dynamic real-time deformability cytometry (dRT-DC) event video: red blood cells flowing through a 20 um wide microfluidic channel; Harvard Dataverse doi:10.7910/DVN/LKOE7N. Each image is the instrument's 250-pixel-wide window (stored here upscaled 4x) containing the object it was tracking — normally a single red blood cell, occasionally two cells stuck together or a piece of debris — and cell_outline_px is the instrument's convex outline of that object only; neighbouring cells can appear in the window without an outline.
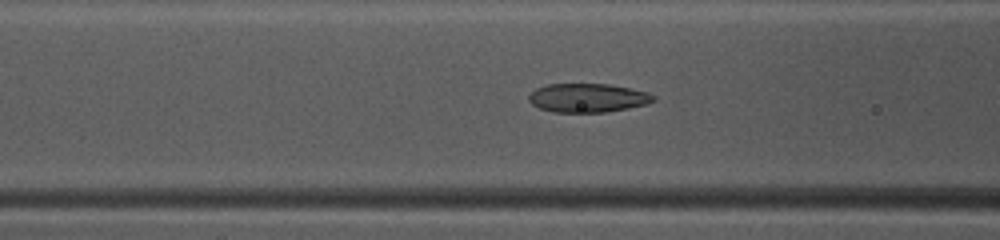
{"species": "common noctule bat (a hibernating species)", "species_latin": "Nyctalus noctula", "temperature_condition": "warm", "stored_images_in_passage": 49, "camera_frame_rate_fps": 3000, "um_per_image_px": 0.085, "animal": {"sex": "female", "body_mass_g": 10.0, "forearm_length_mm": 53.1}, "frame": {"image": 1, "passage_image": 20, "time_ms": 6.333, "image_size_px": [1000, 240], "cell_outline_px": [[656, 100], [648, 104], [628, 108], [604, 112], [556, 112], [540, 108], [532, 104], [528, 100], [528, 96], [536, 88], [548, 84], [608, 84], [648, 92], [656, 96]], "centroid_in_image_um": [49.98, 8.32], "position_along_channel_um": 116.6, "area_um2": 20.87}}
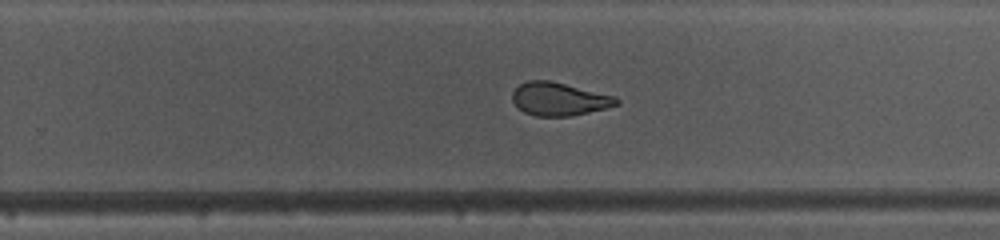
{"frame": {"image": 2, "passage_image": 32, "time_ms": 10.333, "image_size_px": [1000, 240], "cell_outline_px": [[620, 104], [572, 116], [536, 116], [524, 112], [512, 100], [512, 92], [520, 84], [528, 80], [548, 80], [616, 96], [620, 100]], "centroid_in_image_um": [47.53, 8.41], "position_along_channel_um": 282.3, "area_um2": 19.94}}
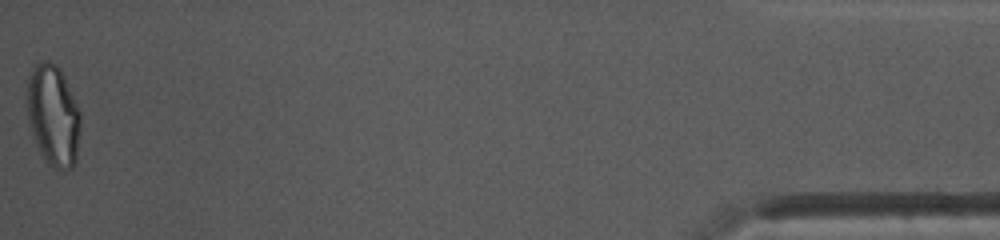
{"frame": {"image": 3, "passage_image": 49, "time_ms": 16.0, "image_size_px": [1000, 240], "cell_outline_px": [[80, 128], [76, 164], [72, 168], [64, 172], [48, 164], [44, 160], [32, 136], [28, 116], [28, 76], [36, 64], [44, 60], [48, 60], [56, 64], [60, 68], [64, 76], [80, 112]], "centroid_in_image_um": [4.54, 9.85], "position_along_channel_um": 430.7, "area_um2": 31.62}, "authors_computed_cell_mechanics": {"area_um2": 22.1374, "velocity_mm_per_s": 4.1368, "shape_relaxation_time_tau1_ms": 6.1199, "shape_relaxation_time_tau2_ms": 1.5006, "deformation_change_tau1": 0.1938, "deformation_change_tau2": 0.0741}}